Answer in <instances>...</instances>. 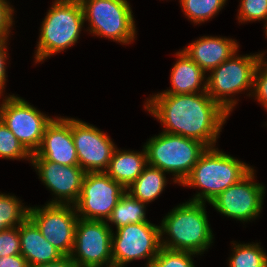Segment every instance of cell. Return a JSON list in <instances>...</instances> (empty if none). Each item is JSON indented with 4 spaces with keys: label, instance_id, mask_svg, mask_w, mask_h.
Listing matches in <instances>:
<instances>
[{
    "label": "cell",
    "instance_id": "1",
    "mask_svg": "<svg viewBox=\"0 0 267 267\" xmlns=\"http://www.w3.org/2000/svg\"><path fill=\"white\" fill-rule=\"evenodd\" d=\"M144 108L163 125V132L198 140L216 147L229 113L207 92L154 94Z\"/></svg>",
    "mask_w": 267,
    "mask_h": 267
},
{
    "label": "cell",
    "instance_id": "2",
    "mask_svg": "<svg viewBox=\"0 0 267 267\" xmlns=\"http://www.w3.org/2000/svg\"><path fill=\"white\" fill-rule=\"evenodd\" d=\"M205 205L189 200L168 212L161 221V247L197 255L207 251L213 243L214 235ZM165 234L167 239L163 237Z\"/></svg>",
    "mask_w": 267,
    "mask_h": 267
},
{
    "label": "cell",
    "instance_id": "3",
    "mask_svg": "<svg viewBox=\"0 0 267 267\" xmlns=\"http://www.w3.org/2000/svg\"><path fill=\"white\" fill-rule=\"evenodd\" d=\"M253 167L218 148H207L181 186L198 188L190 201L210 203L229 186L238 183Z\"/></svg>",
    "mask_w": 267,
    "mask_h": 267
},
{
    "label": "cell",
    "instance_id": "4",
    "mask_svg": "<svg viewBox=\"0 0 267 267\" xmlns=\"http://www.w3.org/2000/svg\"><path fill=\"white\" fill-rule=\"evenodd\" d=\"M84 14L79 0H54L40 28L35 63L72 47L84 27Z\"/></svg>",
    "mask_w": 267,
    "mask_h": 267
},
{
    "label": "cell",
    "instance_id": "5",
    "mask_svg": "<svg viewBox=\"0 0 267 267\" xmlns=\"http://www.w3.org/2000/svg\"><path fill=\"white\" fill-rule=\"evenodd\" d=\"M147 164L172 173L173 182L181 185L200 156L208 148L202 142L180 135L161 132L144 144Z\"/></svg>",
    "mask_w": 267,
    "mask_h": 267
},
{
    "label": "cell",
    "instance_id": "6",
    "mask_svg": "<svg viewBox=\"0 0 267 267\" xmlns=\"http://www.w3.org/2000/svg\"><path fill=\"white\" fill-rule=\"evenodd\" d=\"M259 61L258 54L239 56L236 52L209 72L206 80L207 94L231 114L238 103V99L234 98L236 94L249 90V97L252 95L254 72Z\"/></svg>",
    "mask_w": 267,
    "mask_h": 267
},
{
    "label": "cell",
    "instance_id": "7",
    "mask_svg": "<svg viewBox=\"0 0 267 267\" xmlns=\"http://www.w3.org/2000/svg\"><path fill=\"white\" fill-rule=\"evenodd\" d=\"M79 1L84 20H88L90 26L86 31L124 45L134 41L136 25L131 5L127 0Z\"/></svg>",
    "mask_w": 267,
    "mask_h": 267
},
{
    "label": "cell",
    "instance_id": "8",
    "mask_svg": "<svg viewBox=\"0 0 267 267\" xmlns=\"http://www.w3.org/2000/svg\"><path fill=\"white\" fill-rule=\"evenodd\" d=\"M116 233V234H115ZM112 232L113 266L125 267L133 260L146 259L148 267L161 248L160 226L150 221L133 223Z\"/></svg>",
    "mask_w": 267,
    "mask_h": 267
},
{
    "label": "cell",
    "instance_id": "9",
    "mask_svg": "<svg viewBox=\"0 0 267 267\" xmlns=\"http://www.w3.org/2000/svg\"><path fill=\"white\" fill-rule=\"evenodd\" d=\"M0 104V119L32 155L40 147L43 134L52 117L40 112L23 98L5 96Z\"/></svg>",
    "mask_w": 267,
    "mask_h": 267
},
{
    "label": "cell",
    "instance_id": "10",
    "mask_svg": "<svg viewBox=\"0 0 267 267\" xmlns=\"http://www.w3.org/2000/svg\"><path fill=\"white\" fill-rule=\"evenodd\" d=\"M102 220L79 218L70 255L78 267H112V226Z\"/></svg>",
    "mask_w": 267,
    "mask_h": 267
},
{
    "label": "cell",
    "instance_id": "11",
    "mask_svg": "<svg viewBox=\"0 0 267 267\" xmlns=\"http://www.w3.org/2000/svg\"><path fill=\"white\" fill-rule=\"evenodd\" d=\"M126 189L105 172L85 174L80 197L75 204L79 218L107 221Z\"/></svg>",
    "mask_w": 267,
    "mask_h": 267
},
{
    "label": "cell",
    "instance_id": "12",
    "mask_svg": "<svg viewBox=\"0 0 267 267\" xmlns=\"http://www.w3.org/2000/svg\"><path fill=\"white\" fill-rule=\"evenodd\" d=\"M29 218L63 256L71 255L79 219L75 205L45 204L43 207H30Z\"/></svg>",
    "mask_w": 267,
    "mask_h": 267
},
{
    "label": "cell",
    "instance_id": "13",
    "mask_svg": "<svg viewBox=\"0 0 267 267\" xmlns=\"http://www.w3.org/2000/svg\"><path fill=\"white\" fill-rule=\"evenodd\" d=\"M255 180L254 168L238 183L229 186L209 204L219 213L241 222L259 217L265 194V186Z\"/></svg>",
    "mask_w": 267,
    "mask_h": 267
},
{
    "label": "cell",
    "instance_id": "14",
    "mask_svg": "<svg viewBox=\"0 0 267 267\" xmlns=\"http://www.w3.org/2000/svg\"><path fill=\"white\" fill-rule=\"evenodd\" d=\"M79 166L86 172H105L116 149L110 136L92 124L71 118Z\"/></svg>",
    "mask_w": 267,
    "mask_h": 267
},
{
    "label": "cell",
    "instance_id": "15",
    "mask_svg": "<svg viewBox=\"0 0 267 267\" xmlns=\"http://www.w3.org/2000/svg\"><path fill=\"white\" fill-rule=\"evenodd\" d=\"M42 183L55 198L47 204L75 205L86 172L80 166H63L52 161H30Z\"/></svg>",
    "mask_w": 267,
    "mask_h": 267
},
{
    "label": "cell",
    "instance_id": "16",
    "mask_svg": "<svg viewBox=\"0 0 267 267\" xmlns=\"http://www.w3.org/2000/svg\"><path fill=\"white\" fill-rule=\"evenodd\" d=\"M31 161H52L63 166H79L71 132V118L55 117L47 125L39 149Z\"/></svg>",
    "mask_w": 267,
    "mask_h": 267
},
{
    "label": "cell",
    "instance_id": "17",
    "mask_svg": "<svg viewBox=\"0 0 267 267\" xmlns=\"http://www.w3.org/2000/svg\"><path fill=\"white\" fill-rule=\"evenodd\" d=\"M238 48L239 44L235 39L218 36H202L196 41H192L182 51L207 73L230 59L239 51Z\"/></svg>",
    "mask_w": 267,
    "mask_h": 267
},
{
    "label": "cell",
    "instance_id": "18",
    "mask_svg": "<svg viewBox=\"0 0 267 267\" xmlns=\"http://www.w3.org/2000/svg\"><path fill=\"white\" fill-rule=\"evenodd\" d=\"M20 250L29 266L53 263L64 257L41 234L37 225L28 217L19 225Z\"/></svg>",
    "mask_w": 267,
    "mask_h": 267
},
{
    "label": "cell",
    "instance_id": "19",
    "mask_svg": "<svg viewBox=\"0 0 267 267\" xmlns=\"http://www.w3.org/2000/svg\"><path fill=\"white\" fill-rule=\"evenodd\" d=\"M177 61L170 74L171 88L157 94L206 92V73L184 51L176 52ZM202 86V87H201Z\"/></svg>",
    "mask_w": 267,
    "mask_h": 267
},
{
    "label": "cell",
    "instance_id": "20",
    "mask_svg": "<svg viewBox=\"0 0 267 267\" xmlns=\"http://www.w3.org/2000/svg\"><path fill=\"white\" fill-rule=\"evenodd\" d=\"M147 165V154L144 146L141 152L121 151L116 147L105 173L127 189Z\"/></svg>",
    "mask_w": 267,
    "mask_h": 267
},
{
    "label": "cell",
    "instance_id": "21",
    "mask_svg": "<svg viewBox=\"0 0 267 267\" xmlns=\"http://www.w3.org/2000/svg\"><path fill=\"white\" fill-rule=\"evenodd\" d=\"M166 172L147 165L140 176L126 189L132 197L146 204L160 196L167 184Z\"/></svg>",
    "mask_w": 267,
    "mask_h": 267
},
{
    "label": "cell",
    "instance_id": "22",
    "mask_svg": "<svg viewBox=\"0 0 267 267\" xmlns=\"http://www.w3.org/2000/svg\"><path fill=\"white\" fill-rule=\"evenodd\" d=\"M146 203L132 197L125 192L117 205L112 210L107 223L114 224L116 229L133 223H142L149 221L146 219Z\"/></svg>",
    "mask_w": 267,
    "mask_h": 267
},
{
    "label": "cell",
    "instance_id": "23",
    "mask_svg": "<svg viewBox=\"0 0 267 267\" xmlns=\"http://www.w3.org/2000/svg\"><path fill=\"white\" fill-rule=\"evenodd\" d=\"M232 256L229 258V267H266L267 254L259 243H235L231 242Z\"/></svg>",
    "mask_w": 267,
    "mask_h": 267
},
{
    "label": "cell",
    "instance_id": "24",
    "mask_svg": "<svg viewBox=\"0 0 267 267\" xmlns=\"http://www.w3.org/2000/svg\"><path fill=\"white\" fill-rule=\"evenodd\" d=\"M15 195L0 193V231L19 226L29 217V208Z\"/></svg>",
    "mask_w": 267,
    "mask_h": 267
},
{
    "label": "cell",
    "instance_id": "25",
    "mask_svg": "<svg viewBox=\"0 0 267 267\" xmlns=\"http://www.w3.org/2000/svg\"><path fill=\"white\" fill-rule=\"evenodd\" d=\"M227 0H179L187 18L194 24L212 19L223 9Z\"/></svg>",
    "mask_w": 267,
    "mask_h": 267
},
{
    "label": "cell",
    "instance_id": "26",
    "mask_svg": "<svg viewBox=\"0 0 267 267\" xmlns=\"http://www.w3.org/2000/svg\"><path fill=\"white\" fill-rule=\"evenodd\" d=\"M0 157L4 159L29 160L31 154L23 147L16 136L0 119Z\"/></svg>",
    "mask_w": 267,
    "mask_h": 267
},
{
    "label": "cell",
    "instance_id": "27",
    "mask_svg": "<svg viewBox=\"0 0 267 267\" xmlns=\"http://www.w3.org/2000/svg\"><path fill=\"white\" fill-rule=\"evenodd\" d=\"M194 255L197 254L161 247L148 267H195L192 258Z\"/></svg>",
    "mask_w": 267,
    "mask_h": 267
},
{
    "label": "cell",
    "instance_id": "28",
    "mask_svg": "<svg viewBox=\"0 0 267 267\" xmlns=\"http://www.w3.org/2000/svg\"><path fill=\"white\" fill-rule=\"evenodd\" d=\"M237 19L239 23L265 21L267 23V0H241Z\"/></svg>",
    "mask_w": 267,
    "mask_h": 267
},
{
    "label": "cell",
    "instance_id": "29",
    "mask_svg": "<svg viewBox=\"0 0 267 267\" xmlns=\"http://www.w3.org/2000/svg\"><path fill=\"white\" fill-rule=\"evenodd\" d=\"M264 53H258L259 62L254 72L253 91L251 96L265 107L267 110V61L265 60Z\"/></svg>",
    "mask_w": 267,
    "mask_h": 267
},
{
    "label": "cell",
    "instance_id": "30",
    "mask_svg": "<svg viewBox=\"0 0 267 267\" xmlns=\"http://www.w3.org/2000/svg\"><path fill=\"white\" fill-rule=\"evenodd\" d=\"M21 254L19 226L0 231V257Z\"/></svg>",
    "mask_w": 267,
    "mask_h": 267
},
{
    "label": "cell",
    "instance_id": "31",
    "mask_svg": "<svg viewBox=\"0 0 267 267\" xmlns=\"http://www.w3.org/2000/svg\"><path fill=\"white\" fill-rule=\"evenodd\" d=\"M14 8L7 0H0V39H8L13 26Z\"/></svg>",
    "mask_w": 267,
    "mask_h": 267
},
{
    "label": "cell",
    "instance_id": "32",
    "mask_svg": "<svg viewBox=\"0 0 267 267\" xmlns=\"http://www.w3.org/2000/svg\"><path fill=\"white\" fill-rule=\"evenodd\" d=\"M7 40L8 39H0V98L3 96V90L5 89V83L7 81L6 77V61H7Z\"/></svg>",
    "mask_w": 267,
    "mask_h": 267
},
{
    "label": "cell",
    "instance_id": "33",
    "mask_svg": "<svg viewBox=\"0 0 267 267\" xmlns=\"http://www.w3.org/2000/svg\"><path fill=\"white\" fill-rule=\"evenodd\" d=\"M0 267H30L25 257L21 254L0 257Z\"/></svg>",
    "mask_w": 267,
    "mask_h": 267
},
{
    "label": "cell",
    "instance_id": "34",
    "mask_svg": "<svg viewBox=\"0 0 267 267\" xmlns=\"http://www.w3.org/2000/svg\"><path fill=\"white\" fill-rule=\"evenodd\" d=\"M30 267H78L70 256H64L59 261L53 263L38 264Z\"/></svg>",
    "mask_w": 267,
    "mask_h": 267
},
{
    "label": "cell",
    "instance_id": "35",
    "mask_svg": "<svg viewBox=\"0 0 267 267\" xmlns=\"http://www.w3.org/2000/svg\"><path fill=\"white\" fill-rule=\"evenodd\" d=\"M263 27H265V35L267 37V23H265V26H263Z\"/></svg>",
    "mask_w": 267,
    "mask_h": 267
}]
</instances>
